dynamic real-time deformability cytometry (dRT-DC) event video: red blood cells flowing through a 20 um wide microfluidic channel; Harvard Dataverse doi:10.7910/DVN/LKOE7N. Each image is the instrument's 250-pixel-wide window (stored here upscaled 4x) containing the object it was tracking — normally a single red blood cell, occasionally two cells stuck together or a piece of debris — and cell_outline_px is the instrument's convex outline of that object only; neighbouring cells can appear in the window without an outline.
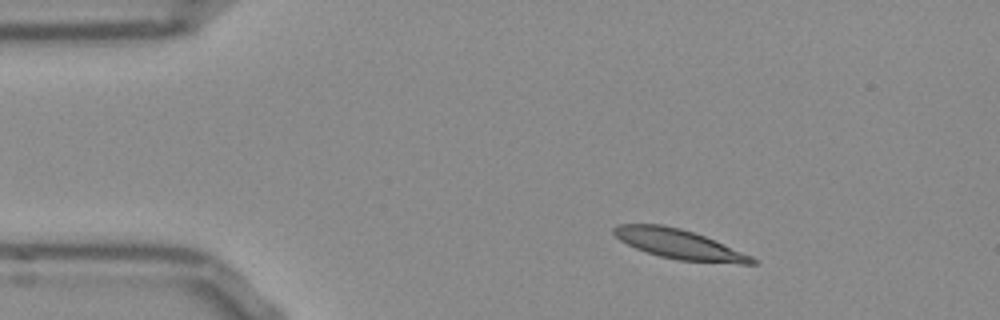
{"species": "Egyptian fruit bat (a non-hibernating species)", "species_latin": "Rousettus aegyptiacus", "temperature_condition": "room temperature", "stored_images_in_passage": 46, "camera_frame_rate_fps": 3000, "um_per_image_px": 0.085, "frame": {"image": 1, "passage_image": 1, "time_ms": 0.0, "image_size_px": [1000, 320], "cell_outline_px": [[756, 264], [740, 264], [676, 260], [660, 256], [636, 248], [620, 240], [612, 232], [612, 228], [620, 224], [664, 224], [680, 228], [704, 236], [752, 256], [756, 260]], "centroid_in_image_um": [57.72, 20.75], "position_along_channel_um": 27.3, "area_um2": 23.64}}
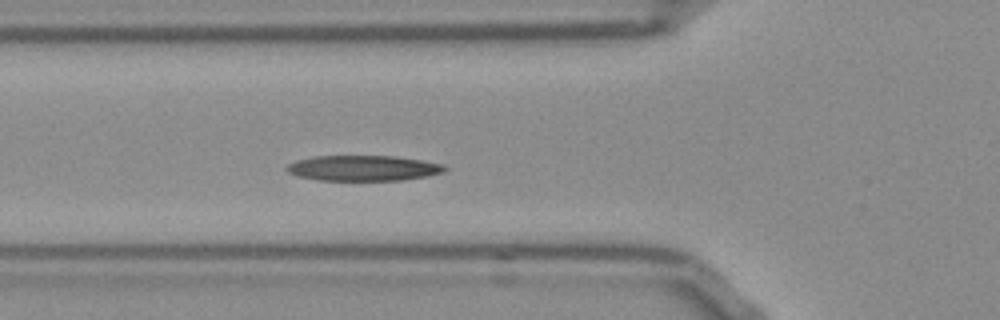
{"frame": {"image": 2, "passage_image": 11, "time_ms": 3.333, "image_size_px": [1000, 320], "cell_outline_px": [[448, 168], [444, 172], [424, 176], [400, 180], [320, 180], [296, 176], [288, 172], [284, 168], [288, 164], [296, 160], [312, 156], [396, 156], [444, 164]], "centroid_in_image_um": [30.84, 14.28], "position_along_channel_um": 95.0, "area_um2": 23.41}}
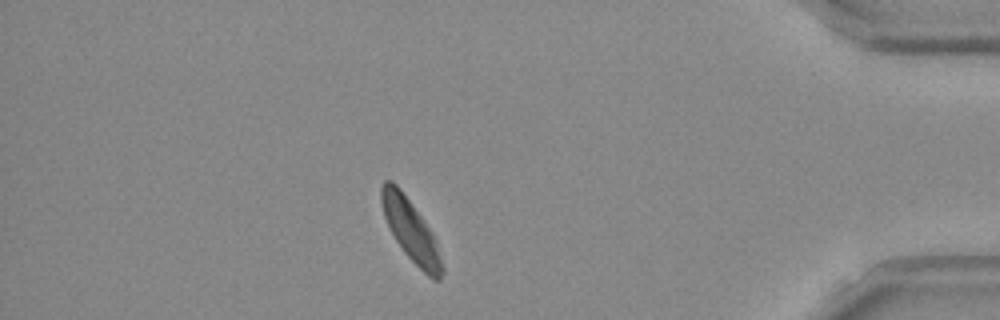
{"frame": {"image": 3, "passage_image": 39, "time_ms": 12.667, "image_size_px": [1000, 320], "cell_outline_px": [[444, 272], [440, 280], [432, 280], [404, 252], [396, 240], [384, 216], [380, 200], [380, 188], [384, 180], [392, 180], [400, 188], [432, 232], [444, 268]], "centroid_in_image_um": [34.91, 19.58], "position_along_channel_um": 400.3, "area_um2": 21.39}, "authors_computed_cell_mechanics": {"area_um2": 23.0911, "velocity_mm_per_s": 3.7415, "shape_relaxation_time_tau1_ms": 3.8042, "shape_relaxation_time_tau2_ms": 8.5918, "deformation_change_tau1": 0.1558, "deformation_change_tau2": 0.1247}}